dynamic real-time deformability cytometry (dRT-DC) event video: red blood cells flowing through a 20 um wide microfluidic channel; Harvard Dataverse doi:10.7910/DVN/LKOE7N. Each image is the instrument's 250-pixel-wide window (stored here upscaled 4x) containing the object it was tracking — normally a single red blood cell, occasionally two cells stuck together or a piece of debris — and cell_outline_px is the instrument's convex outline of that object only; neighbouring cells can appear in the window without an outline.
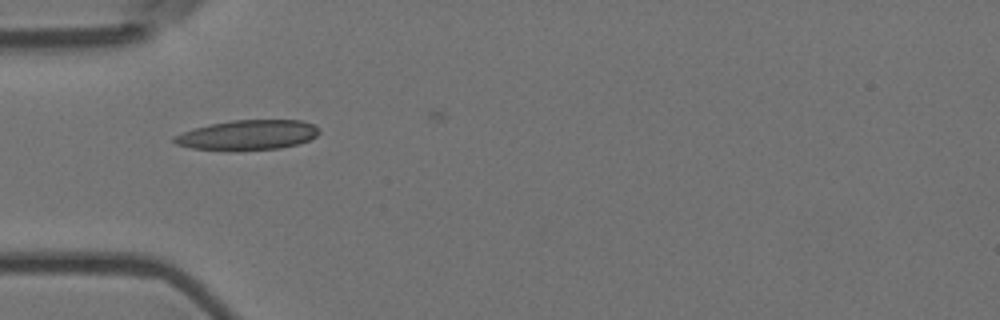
{"species": "Egyptian fruit bat (a non-hibernating species)", "species_latin": "Rousettus aegyptiacus", "temperature_condition": "room temperature", "stored_images_in_passage": 2, "camera_frame_rate_fps": 3000, "um_per_image_px": 0.085, "animal": {"sex": "female"}, "frame": {"image": 1, "passage_image": 1, "time_ms": 0.0, "image_size_px": [1000, 320], "cell_outline_px": [[320, 132], [316, 136], [308, 140], [296, 144], [280, 148], [236, 152], [192, 148], [176, 144], [172, 140], [172, 136], [196, 128], [212, 124], [232, 120], [300, 120], [316, 124], [320, 128]], "centroid_in_image_um": [21.07, 11.49], "position_along_channel_um": 63.9, "area_um2": 25.61}}